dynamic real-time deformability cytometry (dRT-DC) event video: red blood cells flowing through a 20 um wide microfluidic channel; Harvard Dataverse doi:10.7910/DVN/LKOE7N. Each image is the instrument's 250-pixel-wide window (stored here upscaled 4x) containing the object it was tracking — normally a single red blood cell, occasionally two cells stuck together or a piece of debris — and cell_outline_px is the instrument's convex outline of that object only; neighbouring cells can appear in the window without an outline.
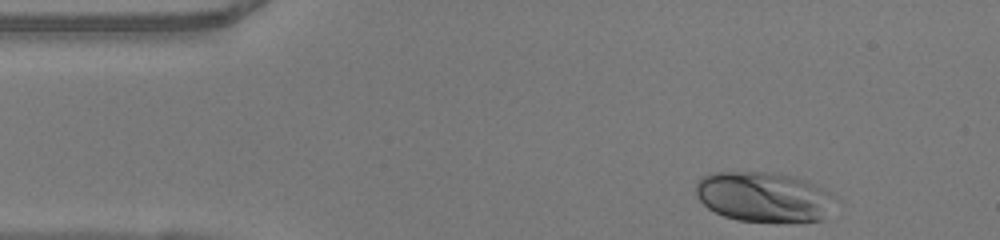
{"species": "human", "species_latin": "Homo sapiens", "temperature_condition": "warm", "stored_images_in_passage": 35, "camera_frame_rate_fps": 3000, "um_per_image_px": 0.085, "donor": {"sex": "female"}, "frame": {"image": 1, "passage_image": 1, "time_ms": 0.0, "image_size_px": [1000, 240], "cell_outline_px": [[836, 200], [824, 220], [736, 220], [724, 216], [708, 208], [700, 200], [696, 192], [696, 184], [700, 176], [712, 172], [780, 172], [796, 176], [808, 180], [828, 192]], "centroid_in_image_um": [64.91, 16.69], "position_along_channel_um": 20.1, "area_um2": 40.4}}
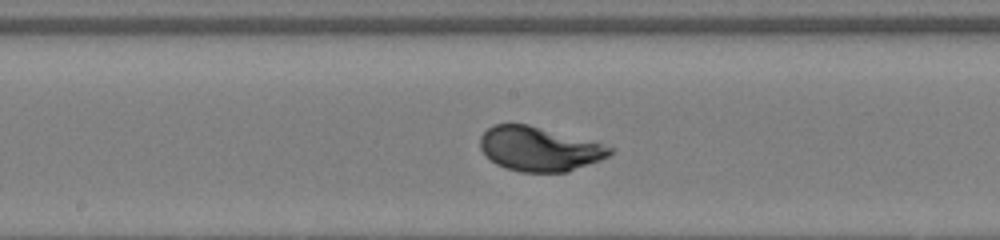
{"frame": {"image": 2, "passage_image": 20, "time_ms": 6.333, "image_size_px": [1000, 240], "cell_outline_px": [[616, 148], [608, 156], [600, 160], [568, 172], [520, 172], [496, 164], [480, 148], [480, 136], [492, 124], [528, 124]], "centroid_in_image_um": [45.82, 12.66], "position_along_channel_um": 202.4, "area_um2": 33.12}}
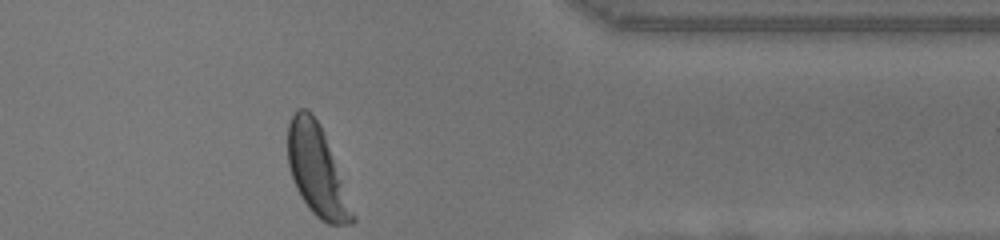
{"frame": {"image": 3, "passage_image": 35, "time_ms": 11.333, "image_size_px": [1000, 240], "cell_outline_px": [[356, 220], [352, 224], [328, 224], [320, 220], [308, 208], [300, 196], [296, 188], [288, 164], [288, 124], [292, 116], [300, 108], [308, 108], [312, 112], [320, 124], [324, 132], [356, 216]], "centroid_in_image_um": [26.95, 14.51], "position_along_channel_um": 384.5, "area_um2": 33.93}, "authors_computed_cell_mechanics": {"area_um2": 33.8708, "velocity_mm_per_s": 4.0335, "shape_relaxation_time_tau1_ms": 2.0562, "shape_relaxation_time_tau2_ms": null, "deformation_change_tau1": 0.1621, "deformation_change_tau2": null}}